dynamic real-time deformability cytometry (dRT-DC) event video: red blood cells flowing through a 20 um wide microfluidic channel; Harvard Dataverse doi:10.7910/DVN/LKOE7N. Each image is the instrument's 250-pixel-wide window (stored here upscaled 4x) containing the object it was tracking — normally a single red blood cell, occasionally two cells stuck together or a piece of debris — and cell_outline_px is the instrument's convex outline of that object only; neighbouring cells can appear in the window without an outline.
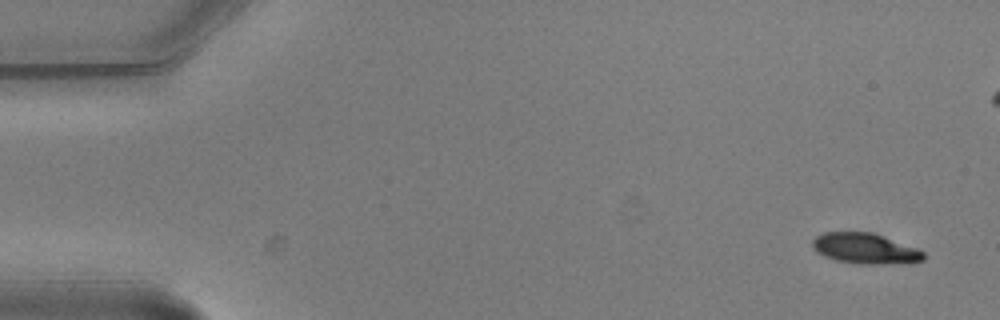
{"species": "common noctule bat (a hibernating species)", "species_latin": "Nyctalus noctula", "temperature_condition": "warm", "stored_images_in_passage": 4, "camera_frame_rate_fps": 3000, "um_per_image_px": 0.085, "animal": {"sex": "male", "body_mass_g": 20.5, "forearm_length_mm": 52.5}, "frame": {"image": 1, "passage_image": 1, "time_ms": 0.0, "image_size_px": [1000, 320], "cell_outline_px": [[924, 260], [912, 264], [860, 264], [836, 260], [824, 256], [816, 252], [812, 248], [812, 240], [816, 236], [824, 232], [872, 232], [884, 236], [916, 248], [924, 252]], "centroid_in_image_um": [73.55, 21.14], "position_along_channel_um": 11.4, "area_um2": 20.06}}